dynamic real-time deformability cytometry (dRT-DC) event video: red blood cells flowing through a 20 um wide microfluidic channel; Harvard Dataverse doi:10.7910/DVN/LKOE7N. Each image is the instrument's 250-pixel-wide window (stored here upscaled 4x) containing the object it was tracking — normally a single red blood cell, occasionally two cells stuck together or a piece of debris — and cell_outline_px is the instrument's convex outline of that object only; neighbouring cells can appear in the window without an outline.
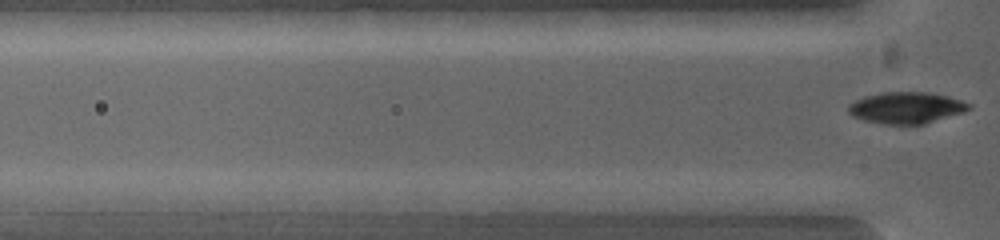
{"species": "common noctule bat (a hibernating species)", "species_latin": "Nyctalus noctula", "temperature_condition": "warm", "stored_images_in_passage": 3, "camera_frame_rate_fps": 5000, "um_per_image_px": 0.085, "animal": {"sex": "female", "body_mass_g": 19.0, "forearm_length_mm": 53.3}, "frame": {"image": 1, "passage_image": 3, "time_ms": 0.8, "image_size_px": [1000, 240], "cell_outline_px": [[816, 216], [808, 220], [772, 216], [716, 208], [692, 200], [696, 192], [804, 200], [812, 208]], "centroid_in_image_um": [64.44, 17.44], "position_along_channel_um": 61.4, "area_um2": 13.93}}